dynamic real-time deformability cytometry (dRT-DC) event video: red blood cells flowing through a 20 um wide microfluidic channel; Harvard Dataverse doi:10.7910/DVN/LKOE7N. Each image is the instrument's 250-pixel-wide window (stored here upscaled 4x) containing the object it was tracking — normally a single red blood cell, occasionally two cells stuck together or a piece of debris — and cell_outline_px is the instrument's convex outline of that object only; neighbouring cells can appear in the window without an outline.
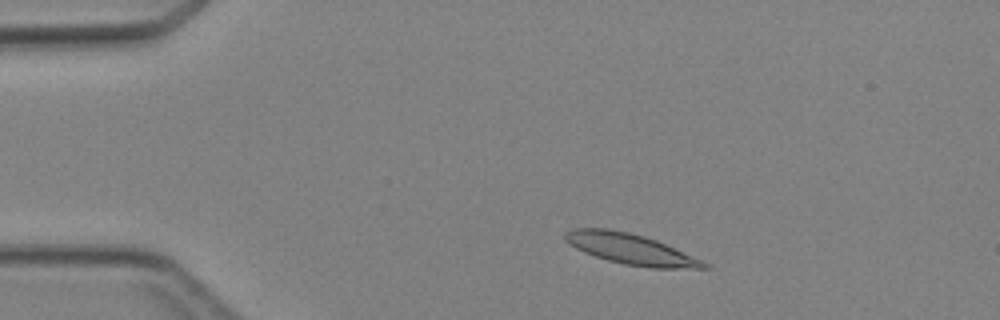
{"species": "Egyptian fruit bat (a non-hibernating species)", "species_latin": "Rousettus aegyptiacus", "temperature_condition": "cold", "stored_images_in_passage": 3, "camera_frame_rate_fps": 3000, "um_per_image_px": 0.085, "animal": {"sex": "female"}, "frame": {"image": 1, "passage_image": 1, "time_ms": 0.0, "image_size_px": [1000, 320], "cell_outline_px": [[712, 268], [652, 268], [624, 264], [608, 260], [584, 252], [576, 248], [564, 240], [564, 232], [572, 228], [608, 228], [628, 232], [644, 236], [656, 240], [700, 260], [708, 264]], "centroid_in_image_um": [53.54, 21.15], "position_along_channel_um": 31.5, "area_um2": 24.45}}
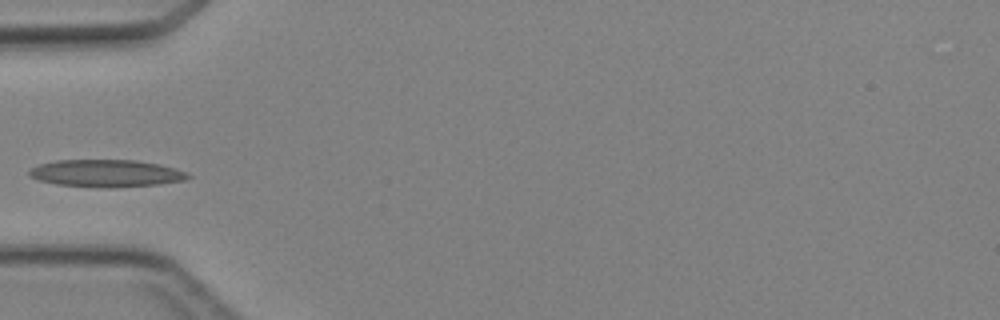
{"frame": {"image": 2, "passage_image": 3, "time_ms": 2.333, "image_size_px": [1000, 320], "cell_outline_px": [[192, 176], [184, 180], [156, 184], [108, 188], [56, 184], [40, 180], [28, 176], [28, 168], [40, 164], [56, 160], [136, 160], [160, 164], [176, 168]], "centroid_in_image_um": [8.99, 14.72], "position_along_channel_um": 76.0, "area_um2": 25.2}}